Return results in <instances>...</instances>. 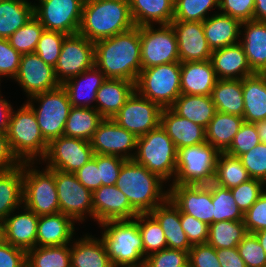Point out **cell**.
Returning a JSON list of instances; mask_svg holds the SVG:
<instances>
[{
  "label": "cell",
  "mask_w": 266,
  "mask_h": 267,
  "mask_svg": "<svg viewBox=\"0 0 266 267\" xmlns=\"http://www.w3.org/2000/svg\"><path fill=\"white\" fill-rule=\"evenodd\" d=\"M254 73H266V22L241 23L240 42Z\"/></svg>",
  "instance_id": "obj_28"
},
{
  "label": "cell",
  "mask_w": 266,
  "mask_h": 267,
  "mask_svg": "<svg viewBox=\"0 0 266 267\" xmlns=\"http://www.w3.org/2000/svg\"><path fill=\"white\" fill-rule=\"evenodd\" d=\"M39 216L24 205L10 213L2 222V239L26 252L36 247Z\"/></svg>",
  "instance_id": "obj_22"
},
{
  "label": "cell",
  "mask_w": 266,
  "mask_h": 267,
  "mask_svg": "<svg viewBox=\"0 0 266 267\" xmlns=\"http://www.w3.org/2000/svg\"><path fill=\"white\" fill-rule=\"evenodd\" d=\"M212 203L214 205L213 223L228 220L241 221L244 214L234 200L230 189L212 182Z\"/></svg>",
  "instance_id": "obj_46"
},
{
  "label": "cell",
  "mask_w": 266,
  "mask_h": 267,
  "mask_svg": "<svg viewBox=\"0 0 266 267\" xmlns=\"http://www.w3.org/2000/svg\"><path fill=\"white\" fill-rule=\"evenodd\" d=\"M142 69L180 62L175 32L169 25L139 27Z\"/></svg>",
  "instance_id": "obj_12"
},
{
  "label": "cell",
  "mask_w": 266,
  "mask_h": 267,
  "mask_svg": "<svg viewBox=\"0 0 266 267\" xmlns=\"http://www.w3.org/2000/svg\"><path fill=\"white\" fill-rule=\"evenodd\" d=\"M244 122L266 119V73H254L242 79Z\"/></svg>",
  "instance_id": "obj_33"
},
{
  "label": "cell",
  "mask_w": 266,
  "mask_h": 267,
  "mask_svg": "<svg viewBox=\"0 0 266 267\" xmlns=\"http://www.w3.org/2000/svg\"><path fill=\"white\" fill-rule=\"evenodd\" d=\"M255 0H219V12L241 23L254 20Z\"/></svg>",
  "instance_id": "obj_56"
},
{
  "label": "cell",
  "mask_w": 266,
  "mask_h": 267,
  "mask_svg": "<svg viewBox=\"0 0 266 267\" xmlns=\"http://www.w3.org/2000/svg\"><path fill=\"white\" fill-rule=\"evenodd\" d=\"M134 26L129 0H85L78 33L95 43Z\"/></svg>",
  "instance_id": "obj_2"
},
{
  "label": "cell",
  "mask_w": 266,
  "mask_h": 267,
  "mask_svg": "<svg viewBox=\"0 0 266 267\" xmlns=\"http://www.w3.org/2000/svg\"><path fill=\"white\" fill-rule=\"evenodd\" d=\"M49 170L55 175L60 212L71 217L80 228L87 227V222L93 221L92 191L85 188L74 173Z\"/></svg>",
  "instance_id": "obj_11"
},
{
  "label": "cell",
  "mask_w": 266,
  "mask_h": 267,
  "mask_svg": "<svg viewBox=\"0 0 266 267\" xmlns=\"http://www.w3.org/2000/svg\"><path fill=\"white\" fill-rule=\"evenodd\" d=\"M138 213H150L168 198V184L134 160H127L115 184Z\"/></svg>",
  "instance_id": "obj_3"
},
{
  "label": "cell",
  "mask_w": 266,
  "mask_h": 267,
  "mask_svg": "<svg viewBox=\"0 0 266 267\" xmlns=\"http://www.w3.org/2000/svg\"><path fill=\"white\" fill-rule=\"evenodd\" d=\"M217 80L210 60L181 63V94L211 96Z\"/></svg>",
  "instance_id": "obj_29"
},
{
  "label": "cell",
  "mask_w": 266,
  "mask_h": 267,
  "mask_svg": "<svg viewBox=\"0 0 266 267\" xmlns=\"http://www.w3.org/2000/svg\"><path fill=\"white\" fill-rule=\"evenodd\" d=\"M175 0H129L135 26L169 25L174 17Z\"/></svg>",
  "instance_id": "obj_34"
},
{
  "label": "cell",
  "mask_w": 266,
  "mask_h": 267,
  "mask_svg": "<svg viewBox=\"0 0 266 267\" xmlns=\"http://www.w3.org/2000/svg\"><path fill=\"white\" fill-rule=\"evenodd\" d=\"M11 82L19 86L25 100L60 86L54 67L46 64L36 53L21 55L18 72Z\"/></svg>",
  "instance_id": "obj_17"
},
{
  "label": "cell",
  "mask_w": 266,
  "mask_h": 267,
  "mask_svg": "<svg viewBox=\"0 0 266 267\" xmlns=\"http://www.w3.org/2000/svg\"><path fill=\"white\" fill-rule=\"evenodd\" d=\"M27 252L0 240V267H26Z\"/></svg>",
  "instance_id": "obj_60"
},
{
  "label": "cell",
  "mask_w": 266,
  "mask_h": 267,
  "mask_svg": "<svg viewBox=\"0 0 266 267\" xmlns=\"http://www.w3.org/2000/svg\"><path fill=\"white\" fill-rule=\"evenodd\" d=\"M161 111L162 108L157 103L144 98L134 90L113 120L140 137L160 125Z\"/></svg>",
  "instance_id": "obj_16"
},
{
  "label": "cell",
  "mask_w": 266,
  "mask_h": 267,
  "mask_svg": "<svg viewBox=\"0 0 266 267\" xmlns=\"http://www.w3.org/2000/svg\"><path fill=\"white\" fill-rule=\"evenodd\" d=\"M150 214L162 227L167 241V248L183 251L191 249L192 245L181 226L180 211L169 198L155 207Z\"/></svg>",
  "instance_id": "obj_31"
},
{
  "label": "cell",
  "mask_w": 266,
  "mask_h": 267,
  "mask_svg": "<svg viewBox=\"0 0 266 267\" xmlns=\"http://www.w3.org/2000/svg\"><path fill=\"white\" fill-rule=\"evenodd\" d=\"M216 255L221 267H246L237 247L216 249Z\"/></svg>",
  "instance_id": "obj_63"
},
{
  "label": "cell",
  "mask_w": 266,
  "mask_h": 267,
  "mask_svg": "<svg viewBox=\"0 0 266 267\" xmlns=\"http://www.w3.org/2000/svg\"><path fill=\"white\" fill-rule=\"evenodd\" d=\"M210 61L217 79H243L254 74L240 43L213 50Z\"/></svg>",
  "instance_id": "obj_27"
},
{
  "label": "cell",
  "mask_w": 266,
  "mask_h": 267,
  "mask_svg": "<svg viewBox=\"0 0 266 267\" xmlns=\"http://www.w3.org/2000/svg\"><path fill=\"white\" fill-rule=\"evenodd\" d=\"M133 160L157 174L168 185L175 178L177 148L161 125L138 137Z\"/></svg>",
  "instance_id": "obj_6"
},
{
  "label": "cell",
  "mask_w": 266,
  "mask_h": 267,
  "mask_svg": "<svg viewBox=\"0 0 266 267\" xmlns=\"http://www.w3.org/2000/svg\"><path fill=\"white\" fill-rule=\"evenodd\" d=\"M2 239V222H0V240Z\"/></svg>",
  "instance_id": "obj_68"
},
{
  "label": "cell",
  "mask_w": 266,
  "mask_h": 267,
  "mask_svg": "<svg viewBox=\"0 0 266 267\" xmlns=\"http://www.w3.org/2000/svg\"><path fill=\"white\" fill-rule=\"evenodd\" d=\"M219 154L207 142L177 149L176 173L171 184H211L214 182Z\"/></svg>",
  "instance_id": "obj_8"
},
{
  "label": "cell",
  "mask_w": 266,
  "mask_h": 267,
  "mask_svg": "<svg viewBox=\"0 0 266 267\" xmlns=\"http://www.w3.org/2000/svg\"><path fill=\"white\" fill-rule=\"evenodd\" d=\"M95 43L79 33L67 35L60 56L54 67L57 81L62 85L67 80L94 66Z\"/></svg>",
  "instance_id": "obj_15"
},
{
  "label": "cell",
  "mask_w": 266,
  "mask_h": 267,
  "mask_svg": "<svg viewBox=\"0 0 266 267\" xmlns=\"http://www.w3.org/2000/svg\"><path fill=\"white\" fill-rule=\"evenodd\" d=\"M44 26L33 16L9 38L10 45L21 55L34 53Z\"/></svg>",
  "instance_id": "obj_47"
},
{
  "label": "cell",
  "mask_w": 266,
  "mask_h": 267,
  "mask_svg": "<svg viewBox=\"0 0 266 267\" xmlns=\"http://www.w3.org/2000/svg\"><path fill=\"white\" fill-rule=\"evenodd\" d=\"M126 161L118 156L96 154V163L102 185H115L122 165Z\"/></svg>",
  "instance_id": "obj_55"
},
{
  "label": "cell",
  "mask_w": 266,
  "mask_h": 267,
  "mask_svg": "<svg viewBox=\"0 0 266 267\" xmlns=\"http://www.w3.org/2000/svg\"><path fill=\"white\" fill-rule=\"evenodd\" d=\"M94 65L106 78L136 83L142 70L139 27L96 41Z\"/></svg>",
  "instance_id": "obj_1"
},
{
  "label": "cell",
  "mask_w": 266,
  "mask_h": 267,
  "mask_svg": "<svg viewBox=\"0 0 266 267\" xmlns=\"http://www.w3.org/2000/svg\"><path fill=\"white\" fill-rule=\"evenodd\" d=\"M80 231L71 243V267H114L100 236Z\"/></svg>",
  "instance_id": "obj_24"
},
{
  "label": "cell",
  "mask_w": 266,
  "mask_h": 267,
  "mask_svg": "<svg viewBox=\"0 0 266 267\" xmlns=\"http://www.w3.org/2000/svg\"><path fill=\"white\" fill-rule=\"evenodd\" d=\"M23 205L38 216L60 212L55 175L40 162L23 163Z\"/></svg>",
  "instance_id": "obj_7"
},
{
  "label": "cell",
  "mask_w": 266,
  "mask_h": 267,
  "mask_svg": "<svg viewBox=\"0 0 266 267\" xmlns=\"http://www.w3.org/2000/svg\"><path fill=\"white\" fill-rule=\"evenodd\" d=\"M211 98L218 112L243 117L242 79H218L212 90Z\"/></svg>",
  "instance_id": "obj_38"
},
{
  "label": "cell",
  "mask_w": 266,
  "mask_h": 267,
  "mask_svg": "<svg viewBox=\"0 0 266 267\" xmlns=\"http://www.w3.org/2000/svg\"><path fill=\"white\" fill-rule=\"evenodd\" d=\"M203 28L212 51L240 42L241 22L229 15L216 12L203 21Z\"/></svg>",
  "instance_id": "obj_32"
},
{
  "label": "cell",
  "mask_w": 266,
  "mask_h": 267,
  "mask_svg": "<svg viewBox=\"0 0 266 267\" xmlns=\"http://www.w3.org/2000/svg\"><path fill=\"white\" fill-rule=\"evenodd\" d=\"M260 142L255 124L244 122L240 126L238 133L235 135L233 142L226 153L239 157L243 153L250 151Z\"/></svg>",
  "instance_id": "obj_53"
},
{
  "label": "cell",
  "mask_w": 266,
  "mask_h": 267,
  "mask_svg": "<svg viewBox=\"0 0 266 267\" xmlns=\"http://www.w3.org/2000/svg\"><path fill=\"white\" fill-rule=\"evenodd\" d=\"M189 267H221L216 249L208 243L193 245L188 251Z\"/></svg>",
  "instance_id": "obj_59"
},
{
  "label": "cell",
  "mask_w": 266,
  "mask_h": 267,
  "mask_svg": "<svg viewBox=\"0 0 266 267\" xmlns=\"http://www.w3.org/2000/svg\"><path fill=\"white\" fill-rule=\"evenodd\" d=\"M11 112L7 137L14 155L21 163L40 162L47 152L44 139L32 108L24 101Z\"/></svg>",
  "instance_id": "obj_5"
},
{
  "label": "cell",
  "mask_w": 266,
  "mask_h": 267,
  "mask_svg": "<svg viewBox=\"0 0 266 267\" xmlns=\"http://www.w3.org/2000/svg\"><path fill=\"white\" fill-rule=\"evenodd\" d=\"M103 119L95 108L71 107L64 135L90 141Z\"/></svg>",
  "instance_id": "obj_40"
},
{
  "label": "cell",
  "mask_w": 266,
  "mask_h": 267,
  "mask_svg": "<svg viewBox=\"0 0 266 267\" xmlns=\"http://www.w3.org/2000/svg\"><path fill=\"white\" fill-rule=\"evenodd\" d=\"M26 267H71V243L30 249Z\"/></svg>",
  "instance_id": "obj_43"
},
{
  "label": "cell",
  "mask_w": 266,
  "mask_h": 267,
  "mask_svg": "<svg viewBox=\"0 0 266 267\" xmlns=\"http://www.w3.org/2000/svg\"><path fill=\"white\" fill-rule=\"evenodd\" d=\"M21 164L10 147L7 134L0 132V172L16 169Z\"/></svg>",
  "instance_id": "obj_62"
},
{
  "label": "cell",
  "mask_w": 266,
  "mask_h": 267,
  "mask_svg": "<svg viewBox=\"0 0 266 267\" xmlns=\"http://www.w3.org/2000/svg\"><path fill=\"white\" fill-rule=\"evenodd\" d=\"M251 179L239 157L220 152L217 160L214 183L232 189Z\"/></svg>",
  "instance_id": "obj_42"
},
{
  "label": "cell",
  "mask_w": 266,
  "mask_h": 267,
  "mask_svg": "<svg viewBox=\"0 0 266 267\" xmlns=\"http://www.w3.org/2000/svg\"><path fill=\"white\" fill-rule=\"evenodd\" d=\"M21 54L15 50L8 39L0 38V82H11L16 76ZM5 78V79H4ZM4 80V81H3Z\"/></svg>",
  "instance_id": "obj_54"
},
{
  "label": "cell",
  "mask_w": 266,
  "mask_h": 267,
  "mask_svg": "<svg viewBox=\"0 0 266 267\" xmlns=\"http://www.w3.org/2000/svg\"><path fill=\"white\" fill-rule=\"evenodd\" d=\"M66 36V34L61 32L44 29L34 53H36L46 64L55 67Z\"/></svg>",
  "instance_id": "obj_48"
},
{
  "label": "cell",
  "mask_w": 266,
  "mask_h": 267,
  "mask_svg": "<svg viewBox=\"0 0 266 267\" xmlns=\"http://www.w3.org/2000/svg\"><path fill=\"white\" fill-rule=\"evenodd\" d=\"M114 267H144V247L137 216L129 220L106 221L97 226ZM100 233V234H99Z\"/></svg>",
  "instance_id": "obj_4"
},
{
  "label": "cell",
  "mask_w": 266,
  "mask_h": 267,
  "mask_svg": "<svg viewBox=\"0 0 266 267\" xmlns=\"http://www.w3.org/2000/svg\"><path fill=\"white\" fill-rule=\"evenodd\" d=\"M137 224L142 235L144 257L167 248L162 227L150 213H139Z\"/></svg>",
  "instance_id": "obj_45"
},
{
  "label": "cell",
  "mask_w": 266,
  "mask_h": 267,
  "mask_svg": "<svg viewBox=\"0 0 266 267\" xmlns=\"http://www.w3.org/2000/svg\"><path fill=\"white\" fill-rule=\"evenodd\" d=\"M178 44L180 63L210 60L212 49L209 47L203 22L172 21Z\"/></svg>",
  "instance_id": "obj_21"
},
{
  "label": "cell",
  "mask_w": 266,
  "mask_h": 267,
  "mask_svg": "<svg viewBox=\"0 0 266 267\" xmlns=\"http://www.w3.org/2000/svg\"><path fill=\"white\" fill-rule=\"evenodd\" d=\"M168 198L180 212L210 225L213 223L212 183L209 185H168Z\"/></svg>",
  "instance_id": "obj_19"
},
{
  "label": "cell",
  "mask_w": 266,
  "mask_h": 267,
  "mask_svg": "<svg viewBox=\"0 0 266 267\" xmlns=\"http://www.w3.org/2000/svg\"><path fill=\"white\" fill-rule=\"evenodd\" d=\"M160 125L177 149L206 142V131L203 126L179 116L171 108L162 109Z\"/></svg>",
  "instance_id": "obj_25"
},
{
  "label": "cell",
  "mask_w": 266,
  "mask_h": 267,
  "mask_svg": "<svg viewBox=\"0 0 266 267\" xmlns=\"http://www.w3.org/2000/svg\"><path fill=\"white\" fill-rule=\"evenodd\" d=\"M23 205V163L0 172V222Z\"/></svg>",
  "instance_id": "obj_37"
},
{
  "label": "cell",
  "mask_w": 266,
  "mask_h": 267,
  "mask_svg": "<svg viewBox=\"0 0 266 267\" xmlns=\"http://www.w3.org/2000/svg\"><path fill=\"white\" fill-rule=\"evenodd\" d=\"M85 0H36L34 16L45 30L73 35L79 32Z\"/></svg>",
  "instance_id": "obj_13"
},
{
  "label": "cell",
  "mask_w": 266,
  "mask_h": 267,
  "mask_svg": "<svg viewBox=\"0 0 266 267\" xmlns=\"http://www.w3.org/2000/svg\"><path fill=\"white\" fill-rule=\"evenodd\" d=\"M243 166L253 179L266 182V144L260 142L250 151L239 156Z\"/></svg>",
  "instance_id": "obj_50"
},
{
  "label": "cell",
  "mask_w": 266,
  "mask_h": 267,
  "mask_svg": "<svg viewBox=\"0 0 266 267\" xmlns=\"http://www.w3.org/2000/svg\"><path fill=\"white\" fill-rule=\"evenodd\" d=\"M219 12V0H175L173 21L203 22Z\"/></svg>",
  "instance_id": "obj_44"
},
{
  "label": "cell",
  "mask_w": 266,
  "mask_h": 267,
  "mask_svg": "<svg viewBox=\"0 0 266 267\" xmlns=\"http://www.w3.org/2000/svg\"><path fill=\"white\" fill-rule=\"evenodd\" d=\"M34 16L31 0L0 1V38L8 39Z\"/></svg>",
  "instance_id": "obj_39"
},
{
  "label": "cell",
  "mask_w": 266,
  "mask_h": 267,
  "mask_svg": "<svg viewBox=\"0 0 266 267\" xmlns=\"http://www.w3.org/2000/svg\"><path fill=\"white\" fill-rule=\"evenodd\" d=\"M180 222L192 246L207 243L209 236L208 224L182 212H180Z\"/></svg>",
  "instance_id": "obj_57"
},
{
  "label": "cell",
  "mask_w": 266,
  "mask_h": 267,
  "mask_svg": "<svg viewBox=\"0 0 266 267\" xmlns=\"http://www.w3.org/2000/svg\"><path fill=\"white\" fill-rule=\"evenodd\" d=\"M74 174L78 181L92 192L102 186L99 169L96 163V154L80 169L74 172Z\"/></svg>",
  "instance_id": "obj_61"
},
{
  "label": "cell",
  "mask_w": 266,
  "mask_h": 267,
  "mask_svg": "<svg viewBox=\"0 0 266 267\" xmlns=\"http://www.w3.org/2000/svg\"><path fill=\"white\" fill-rule=\"evenodd\" d=\"M144 267H189L188 251L165 248L148 255Z\"/></svg>",
  "instance_id": "obj_51"
},
{
  "label": "cell",
  "mask_w": 266,
  "mask_h": 267,
  "mask_svg": "<svg viewBox=\"0 0 266 267\" xmlns=\"http://www.w3.org/2000/svg\"><path fill=\"white\" fill-rule=\"evenodd\" d=\"M244 224L248 233H256L266 229V191L244 213Z\"/></svg>",
  "instance_id": "obj_58"
},
{
  "label": "cell",
  "mask_w": 266,
  "mask_h": 267,
  "mask_svg": "<svg viewBox=\"0 0 266 267\" xmlns=\"http://www.w3.org/2000/svg\"><path fill=\"white\" fill-rule=\"evenodd\" d=\"M176 114L204 128L216 114L211 96L181 94L170 107Z\"/></svg>",
  "instance_id": "obj_36"
},
{
  "label": "cell",
  "mask_w": 266,
  "mask_h": 267,
  "mask_svg": "<svg viewBox=\"0 0 266 267\" xmlns=\"http://www.w3.org/2000/svg\"><path fill=\"white\" fill-rule=\"evenodd\" d=\"M134 90L132 81L107 78L96 93L95 109L103 118L113 119Z\"/></svg>",
  "instance_id": "obj_30"
},
{
  "label": "cell",
  "mask_w": 266,
  "mask_h": 267,
  "mask_svg": "<svg viewBox=\"0 0 266 267\" xmlns=\"http://www.w3.org/2000/svg\"><path fill=\"white\" fill-rule=\"evenodd\" d=\"M13 107L14 103L9 100V97L0 92V132H7Z\"/></svg>",
  "instance_id": "obj_64"
},
{
  "label": "cell",
  "mask_w": 266,
  "mask_h": 267,
  "mask_svg": "<svg viewBox=\"0 0 266 267\" xmlns=\"http://www.w3.org/2000/svg\"><path fill=\"white\" fill-rule=\"evenodd\" d=\"M24 101L35 113L40 131L48 143L64 135L65 123L72 106L62 85Z\"/></svg>",
  "instance_id": "obj_10"
},
{
  "label": "cell",
  "mask_w": 266,
  "mask_h": 267,
  "mask_svg": "<svg viewBox=\"0 0 266 267\" xmlns=\"http://www.w3.org/2000/svg\"><path fill=\"white\" fill-rule=\"evenodd\" d=\"M262 143L266 144V119L254 123Z\"/></svg>",
  "instance_id": "obj_66"
},
{
  "label": "cell",
  "mask_w": 266,
  "mask_h": 267,
  "mask_svg": "<svg viewBox=\"0 0 266 267\" xmlns=\"http://www.w3.org/2000/svg\"><path fill=\"white\" fill-rule=\"evenodd\" d=\"M265 183L259 179H249L231 190L234 200L244 214L264 192Z\"/></svg>",
  "instance_id": "obj_49"
},
{
  "label": "cell",
  "mask_w": 266,
  "mask_h": 267,
  "mask_svg": "<svg viewBox=\"0 0 266 267\" xmlns=\"http://www.w3.org/2000/svg\"><path fill=\"white\" fill-rule=\"evenodd\" d=\"M243 123V117L217 111L205 128L206 142L219 152H226Z\"/></svg>",
  "instance_id": "obj_35"
},
{
  "label": "cell",
  "mask_w": 266,
  "mask_h": 267,
  "mask_svg": "<svg viewBox=\"0 0 266 267\" xmlns=\"http://www.w3.org/2000/svg\"><path fill=\"white\" fill-rule=\"evenodd\" d=\"M2 86H3V84L1 85V82H0V92L3 91L2 88H1Z\"/></svg>",
  "instance_id": "obj_69"
},
{
  "label": "cell",
  "mask_w": 266,
  "mask_h": 267,
  "mask_svg": "<svg viewBox=\"0 0 266 267\" xmlns=\"http://www.w3.org/2000/svg\"><path fill=\"white\" fill-rule=\"evenodd\" d=\"M237 249L246 267H266V252L253 233H248Z\"/></svg>",
  "instance_id": "obj_52"
},
{
  "label": "cell",
  "mask_w": 266,
  "mask_h": 267,
  "mask_svg": "<svg viewBox=\"0 0 266 267\" xmlns=\"http://www.w3.org/2000/svg\"><path fill=\"white\" fill-rule=\"evenodd\" d=\"M107 78L94 65L62 84L72 107L95 108L96 93Z\"/></svg>",
  "instance_id": "obj_26"
},
{
  "label": "cell",
  "mask_w": 266,
  "mask_h": 267,
  "mask_svg": "<svg viewBox=\"0 0 266 267\" xmlns=\"http://www.w3.org/2000/svg\"><path fill=\"white\" fill-rule=\"evenodd\" d=\"M253 234L257 237L260 245L263 247L264 251L266 252V229L260 230Z\"/></svg>",
  "instance_id": "obj_67"
},
{
  "label": "cell",
  "mask_w": 266,
  "mask_h": 267,
  "mask_svg": "<svg viewBox=\"0 0 266 267\" xmlns=\"http://www.w3.org/2000/svg\"><path fill=\"white\" fill-rule=\"evenodd\" d=\"M254 20L266 22V0H255Z\"/></svg>",
  "instance_id": "obj_65"
},
{
  "label": "cell",
  "mask_w": 266,
  "mask_h": 267,
  "mask_svg": "<svg viewBox=\"0 0 266 267\" xmlns=\"http://www.w3.org/2000/svg\"><path fill=\"white\" fill-rule=\"evenodd\" d=\"M138 137L119 126L113 119L104 118L90 140L94 154L118 156L133 160Z\"/></svg>",
  "instance_id": "obj_18"
},
{
  "label": "cell",
  "mask_w": 266,
  "mask_h": 267,
  "mask_svg": "<svg viewBox=\"0 0 266 267\" xmlns=\"http://www.w3.org/2000/svg\"><path fill=\"white\" fill-rule=\"evenodd\" d=\"M181 63L172 62L142 69L135 90L162 109L170 108L181 95Z\"/></svg>",
  "instance_id": "obj_9"
},
{
  "label": "cell",
  "mask_w": 266,
  "mask_h": 267,
  "mask_svg": "<svg viewBox=\"0 0 266 267\" xmlns=\"http://www.w3.org/2000/svg\"><path fill=\"white\" fill-rule=\"evenodd\" d=\"M247 234L243 220H223L209 225L207 243L215 249L235 248Z\"/></svg>",
  "instance_id": "obj_41"
},
{
  "label": "cell",
  "mask_w": 266,
  "mask_h": 267,
  "mask_svg": "<svg viewBox=\"0 0 266 267\" xmlns=\"http://www.w3.org/2000/svg\"><path fill=\"white\" fill-rule=\"evenodd\" d=\"M79 226L71 217L61 212L39 216L36 246H61L72 243Z\"/></svg>",
  "instance_id": "obj_23"
},
{
  "label": "cell",
  "mask_w": 266,
  "mask_h": 267,
  "mask_svg": "<svg viewBox=\"0 0 266 267\" xmlns=\"http://www.w3.org/2000/svg\"><path fill=\"white\" fill-rule=\"evenodd\" d=\"M93 155L90 141L63 135L48 143L47 152L40 163L48 169L74 173Z\"/></svg>",
  "instance_id": "obj_14"
},
{
  "label": "cell",
  "mask_w": 266,
  "mask_h": 267,
  "mask_svg": "<svg viewBox=\"0 0 266 267\" xmlns=\"http://www.w3.org/2000/svg\"><path fill=\"white\" fill-rule=\"evenodd\" d=\"M92 198L94 226L106 221L134 219L139 214L116 185L100 186L92 192Z\"/></svg>",
  "instance_id": "obj_20"
}]
</instances>
